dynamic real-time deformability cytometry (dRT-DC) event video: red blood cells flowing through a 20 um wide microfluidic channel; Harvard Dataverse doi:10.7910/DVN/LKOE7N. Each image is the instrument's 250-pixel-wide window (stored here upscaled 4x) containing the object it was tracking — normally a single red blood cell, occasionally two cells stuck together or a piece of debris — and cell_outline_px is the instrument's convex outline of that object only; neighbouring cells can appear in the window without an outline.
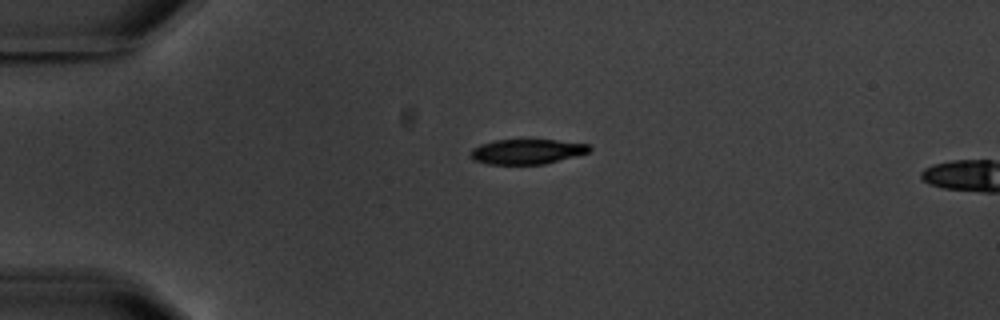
{"species": "common noctule bat (a hibernating species)", "species_latin": "Nyctalus noctula", "temperature_condition": "warm", "stored_images_in_passage": 2, "camera_frame_rate_fps": 3000, "um_per_image_px": 0.085, "animal": {"sex": "male", "body_mass_g": 20.1, "forearm_length_mm": 53.5}, "frame": {"image": 1, "passage_image": 1, "time_ms": 0.0, "image_size_px": [1000, 320], "cell_outline_px": [[592, 148], [588, 152], [544, 164], [488, 164], [472, 160], [468, 156], [468, 152], [472, 148], [480, 144], [496, 140], [556, 140], [588, 144]], "centroid_in_image_um": [44.71, 12.88], "position_along_channel_um": 40.3, "area_um2": 17.28}}